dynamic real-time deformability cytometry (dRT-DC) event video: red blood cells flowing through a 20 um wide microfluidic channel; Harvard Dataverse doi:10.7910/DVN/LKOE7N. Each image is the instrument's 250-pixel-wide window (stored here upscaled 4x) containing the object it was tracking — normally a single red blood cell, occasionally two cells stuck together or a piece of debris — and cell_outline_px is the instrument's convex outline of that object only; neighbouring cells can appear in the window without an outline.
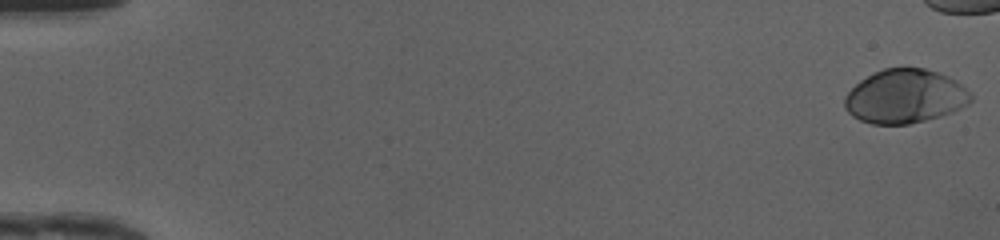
{"species": "human", "species_latin": "Homo sapiens", "temperature_condition": "cold", "stored_images_in_passage": 41, "camera_frame_rate_fps": 3000, "um_per_image_px": 0.085, "donor": {"sex": "female"}, "frame": {"image": 1, "passage_image": 1, "time_ms": 0.0, "image_size_px": [1000, 240], "cell_outline_px": [[972, 100], [968, 104], [952, 112], [940, 116], [908, 124], [872, 124], [860, 120], [852, 116], [844, 108], [844, 96], [860, 80], [884, 68], [924, 68], [940, 72], [956, 80], [972, 96]], "centroid_in_image_um": [76.91, 8.19], "position_along_channel_um": 8.1, "area_um2": 39.48}}
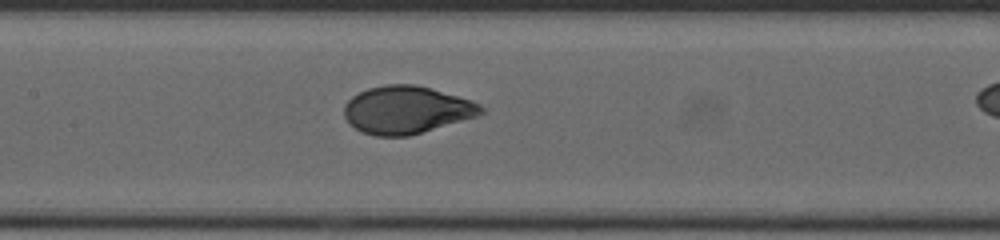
{"frame": {"image": 2, "passage_image": 25, "time_ms": 8.0, "image_size_px": [1000, 240], "cell_outline_px": [[484, 112], [476, 116], [408, 136], [376, 136], [364, 132], [348, 124], [344, 116], [344, 104], [352, 96], [368, 88], [384, 84], [416, 84], [432, 88], [472, 100], [480, 104], [484, 108]], "centroid_in_image_um": [34.53, 9.32], "position_along_channel_um": 172.9, "area_um2": 37.97}}
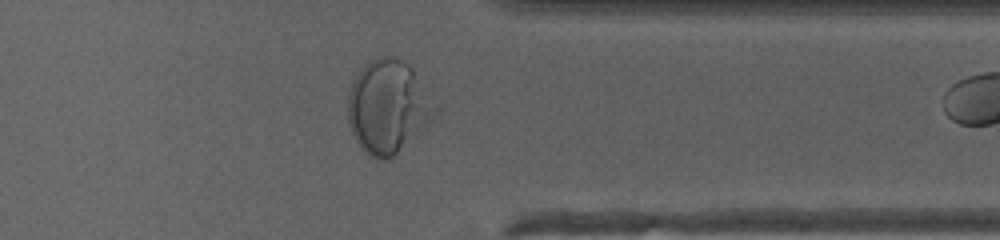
{"frame": {"image": 3, "passage_image": 40, "time_ms": 13.0, "image_size_px": [1000, 240], "cell_outline_px": [[440, 112], [416, 136], [388, 160], [376, 160], [368, 156], [364, 152], [352, 136], [348, 124], [348, 88], [352, 80], [360, 68], [368, 60], [376, 56], [388, 56], [400, 60], [408, 64], [412, 68], [440, 108]], "centroid_in_image_um": [32.97, 9.08], "position_along_channel_um": 378.4, "area_um2": 48.21}}